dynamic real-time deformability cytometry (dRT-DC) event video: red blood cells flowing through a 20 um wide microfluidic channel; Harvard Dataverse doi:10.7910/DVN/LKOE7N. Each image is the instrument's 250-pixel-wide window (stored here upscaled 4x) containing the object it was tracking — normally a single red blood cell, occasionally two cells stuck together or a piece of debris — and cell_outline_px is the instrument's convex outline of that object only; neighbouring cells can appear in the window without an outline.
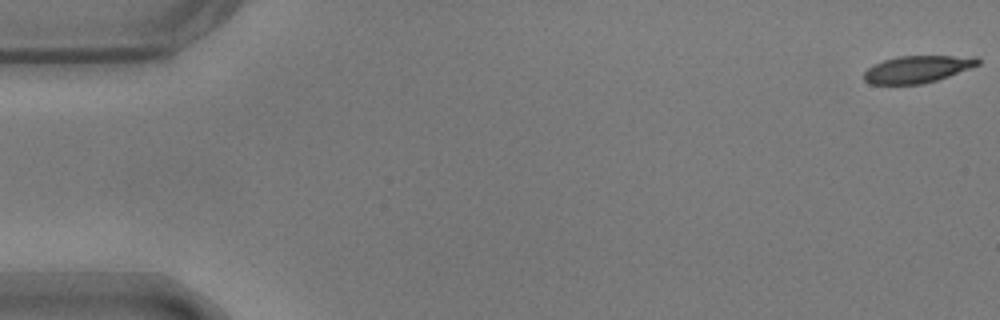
{"species": "common noctule bat (a hibernating species)", "species_latin": "Nyctalus noctula", "temperature_condition": "warm", "stored_images_in_passage": 7, "camera_frame_rate_fps": 3000, "um_per_image_px": 0.085, "animal": {"sex": "male", "body_mass_g": 17.9}, "frame": {"image": 1, "passage_image": 1, "time_ms": 0.0, "image_size_px": [1000, 320], "cell_outline_px": [[980, 64], [948, 76], [936, 80], [920, 84], [872, 84], [864, 80], [864, 72], [868, 68], [884, 60], [900, 56], [976, 56], [980, 60]], "centroid_in_image_um": [77.99, 5.87], "position_along_channel_um": 7.0, "area_um2": 17.74}}